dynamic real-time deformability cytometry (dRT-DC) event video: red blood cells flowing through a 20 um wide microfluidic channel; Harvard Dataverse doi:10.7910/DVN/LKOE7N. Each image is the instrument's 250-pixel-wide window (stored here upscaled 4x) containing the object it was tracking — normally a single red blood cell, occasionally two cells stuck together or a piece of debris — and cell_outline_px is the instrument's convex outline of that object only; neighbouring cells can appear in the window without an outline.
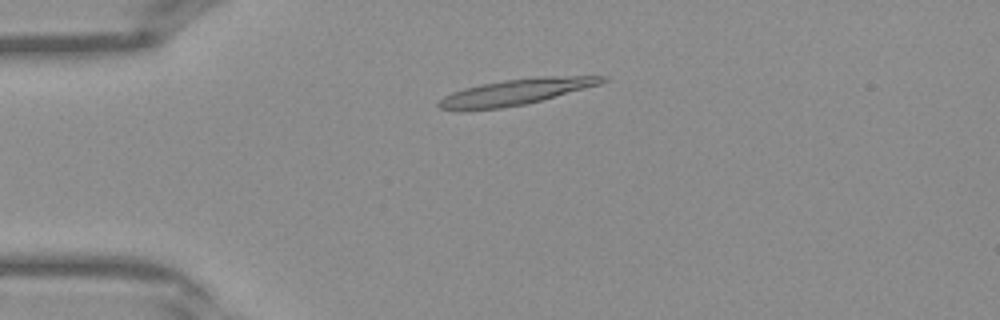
{"species": "Egyptian fruit bat (a non-hibernating species)", "species_latin": "Rousettus aegyptiacus", "temperature_condition": "warm", "stored_images_in_passage": 40, "camera_frame_rate_fps": 3000, "um_per_image_px": 0.085, "frame": {"image": 1, "passage_image": 9, "time_ms": 2.667, "image_size_px": [1000, 320], "cell_outline_px": [[608, 80], [600, 84], [540, 100], [524, 104], [500, 108], [440, 108], [436, 104], [444, 96], [452, 92], [464, 88], [480, 84], [504, 80], [536, 76], [608, 76]], "centroid_in_image_um": [43.92, 7.77], "position_along_channel_um": 41.1, "area_um2": 23.93}}
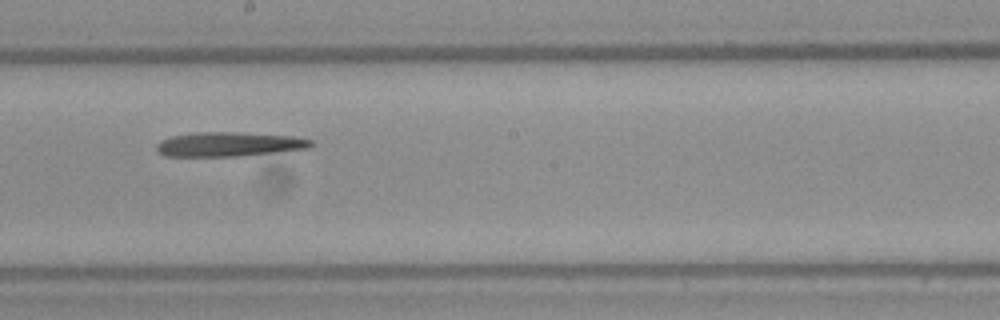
{"frame": {"image": 2, "passage_image": 22, "time_ms": 7.0, "image_size_px": [1000, 320], "cell_outline_px": [[312, 144], [308, 148], [236, 156], [164, 156], [156, 152], [156, 144], [160, 140], [172, 136], [200, 132], [236, 132], [292, 136], [312, 140]], "centroid_in_image_um": [19.38, 12.26], "position_along_channel_um": 228.8, "area_um2": 21.68}}
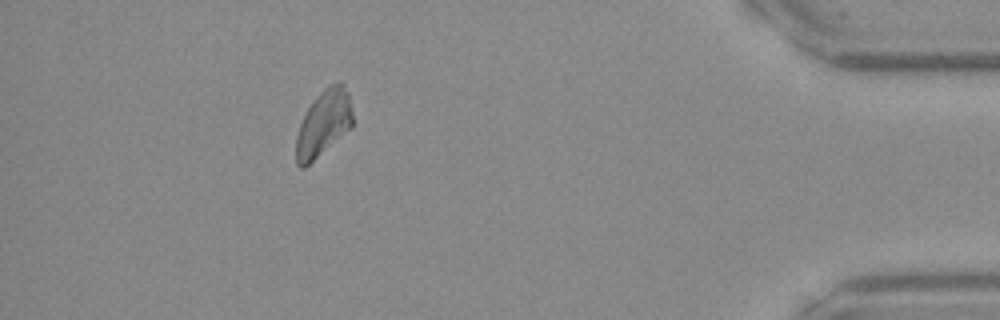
{"frame": {"image": 3, "passage_image": 36, "time_ms": 11.667, "image_size_px": [1000, 320], "cell_outline_px": [[352, 128], [304, 168], [300, 168], [296, 164], [296, 136], [300, 124], [308, 108], [316, 96], [328, 84], [340, 80], [344, 84], [348, 92], [352, 108]], "centroid_in_image_um": [27.52, 10.46], "position_along_channel_um": 407.7, "area_um2": 21.91}}